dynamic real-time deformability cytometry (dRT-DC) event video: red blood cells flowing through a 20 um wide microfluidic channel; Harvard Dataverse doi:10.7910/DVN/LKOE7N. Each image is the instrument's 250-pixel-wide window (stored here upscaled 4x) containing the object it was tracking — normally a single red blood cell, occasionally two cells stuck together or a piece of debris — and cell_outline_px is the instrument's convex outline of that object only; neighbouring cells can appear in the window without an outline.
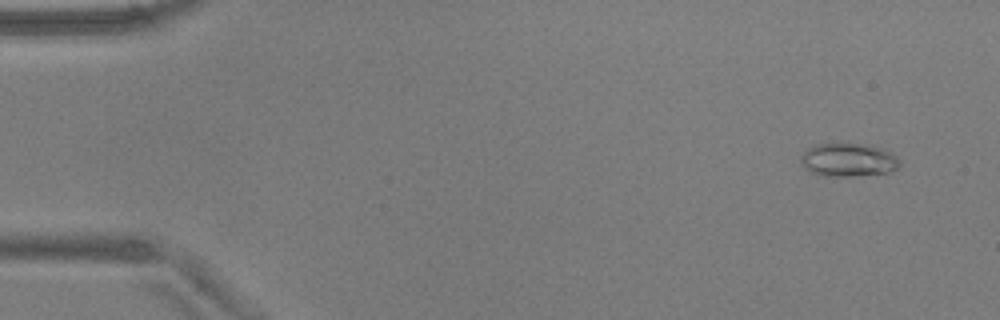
{"species": "common noctule bat (a hibernating species)", "species_latin": "Nyctalus noctula", "temperature_condition": "warm", "stored_images_in_passage": 22, "camera_frame_rate_fps": 3000, "um_per_image_px": 0.085, "animal": {"sex": "male", "body_mass_g": 17.9, "forearm_length_mm": 54.2}, "frame": {"image": 1, "passage_image": 1, "time_ms": 0.0, "image_size_px": [1000, 320], "cell_outline_px": [[900, 164], [896, 168], [888, 172], [852, 176], [824, 176], [812, 172], [804, 168], [800, 160], [800, 156], [808, 148], [816, 144], [860, 144], [880, 148], [888, 152]], "centroid_in_image_um": [72.01, 13.6], "position_along_channel_um": 13.0, "area_um2": 18.67}}
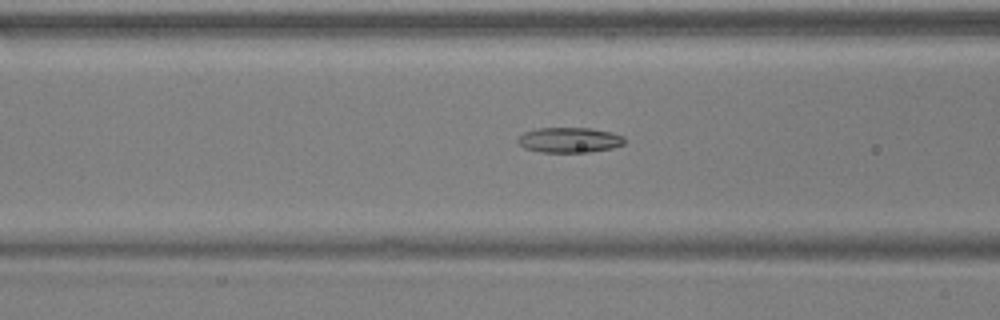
{"frame": {"image": 2, "passage_image": 19, "time_ms": 6.0, "image_size_px": [1000, 320], "cell_outline_px": [[624, 144], [612, 148], [588, 152], [540, 152], [524, 148], [516, 140], [524, 132], [536, 128], [592, 128], [612, 132], [624, 136]], "centroid_in_image_um": [48.4, 11.89], "position_along_channel_um": 118.2, "area_um2": 15.72}}